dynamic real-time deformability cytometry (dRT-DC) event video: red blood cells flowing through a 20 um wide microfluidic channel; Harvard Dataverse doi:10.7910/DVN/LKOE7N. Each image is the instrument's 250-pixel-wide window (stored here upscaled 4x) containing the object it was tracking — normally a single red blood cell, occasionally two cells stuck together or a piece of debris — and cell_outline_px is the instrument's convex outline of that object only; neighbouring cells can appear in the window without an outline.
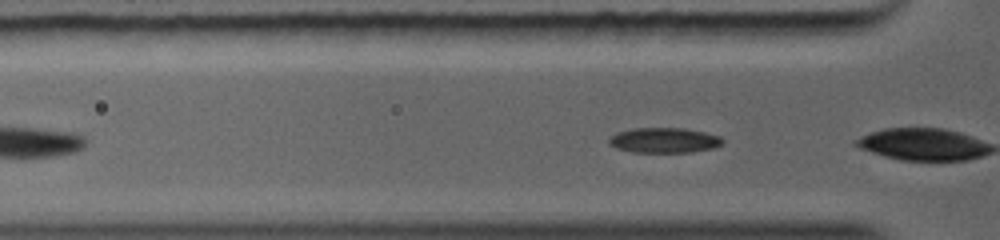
{"species": "common noctule bat (a hibernating species)", "species_latin": "Nyctalus noctula", "temperature_condition": "warm", "stored_images_in_passage": 5, "segment_of_instrument_passage": [2, 2], "camera_frame_rate_fps": 5000, "um_per_image_px": 0.085, "animal": {"sex": "female", "body_mass_g": 19.0, "forearm_length_mm": 56.7}, "frame": {"image": 1, "passage_image": 5, "time_ms": 2.8, "image_size_px": [1000, 240], "cell_outline_px": [[724, 140], [720, 144], [712, 148], [692, 152], [632, 152], [616, 148], [608, 144], [608, 140], [612, 136], [620, 132], [640, 128], [676, 128], [700, 132], [716, 136]], "centroid_in_image_um": [56.39, 11.94], "position_along_channel_um": 69.4, "area_um2": 16.07}}